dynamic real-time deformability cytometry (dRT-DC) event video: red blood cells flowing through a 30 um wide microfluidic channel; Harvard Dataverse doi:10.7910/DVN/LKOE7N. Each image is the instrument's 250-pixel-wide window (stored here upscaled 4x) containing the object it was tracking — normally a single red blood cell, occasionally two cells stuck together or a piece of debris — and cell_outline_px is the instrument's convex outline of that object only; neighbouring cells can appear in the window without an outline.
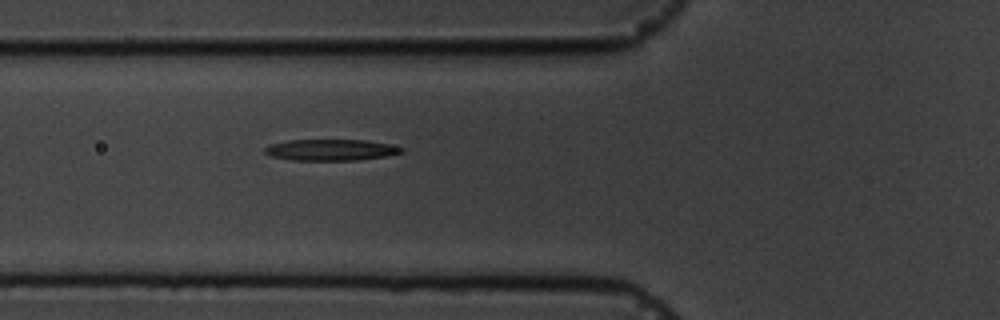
{"species": "common noctule bat (a hibernating species)", "species_latin": "Nyctalus noctula", "temperature_condition": "cold", "stored_images_in_passage": 3, "camera_frame_rate_fps": 3000, "um_per_image_px": 0.085, "animal": {"sex": "male", "body_mass_g": 19.5, "forearm_length_mm": 54.6}, "frame": {"image": 1, "passage_image": 3, "time_ms": 2.333, "image_size_px": [1000, 320], "cell_outline_px": [[404, 152], [388, 156], [360, 160], [292, 160], [272, 156], [264, 152], [264, 148], [268, 144], [288, 140], [364, 140], [388, 144], [404, 148]], "centroid_in_image_um": [28.12, 12.74], "position_along_channel_um": 97.7, "area_um2": 16.99}}